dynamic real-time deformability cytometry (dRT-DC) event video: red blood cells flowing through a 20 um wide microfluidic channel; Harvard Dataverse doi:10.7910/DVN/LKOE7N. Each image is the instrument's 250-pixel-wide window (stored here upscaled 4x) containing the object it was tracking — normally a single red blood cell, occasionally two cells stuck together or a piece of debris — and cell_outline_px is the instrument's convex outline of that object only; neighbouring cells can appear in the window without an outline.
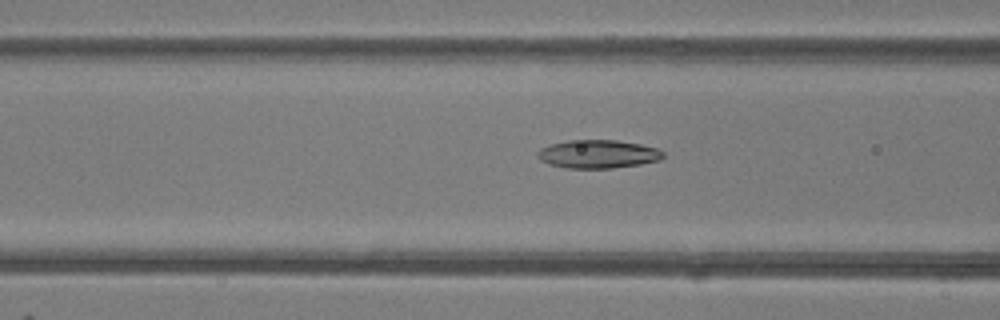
{"species": "common noctule bat (a hibernating species)", "species_latin": "Nyctalus noctula", "temperature_condition": "room temperature", "stored_images_in_passage": 47, "camera_frame_rate_fps": 3000, "um_per_image_px": 0.085, "animal": {"sex": "female"}, "frame": {"image": 1, "passage_image": 17, "time_ms": 5.333, "image_size_px": [1000, 320], "cell_outline_px": [[664, 156], [660, 160], [640, 164], [612, 168], [568, 168], [548, 164], [540, 160], [536, 156], [536, 152], [540, 148], [552, 144], [568, 140], [616, 140], [640, 144], [656, 148], [664, 152]], "centroid_in_image_um": [50.8, 13.09], "position_along_channel_um": 115.8, "area_um2": 20.75}}
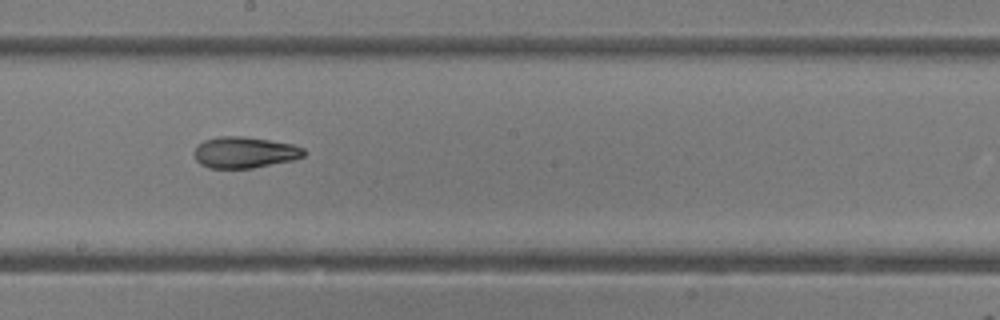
{"frame": {"image": 2, "passage_image": 25, "time_ms": 8.0, "image_size_px": [1000, 320], "cell_outline_px": [[308, 152], [304, 156], [292, 160], [252, 168], [208, 168], [200, 164], [196, 160], [196, 148], [204, 140], [220, 136], [244, 136], [292, 144], [304, 148]], "centroid_in_image_um": [20.82, 12.95], "position_along_channel_um": 227.4, "area_um2": 19.83}}
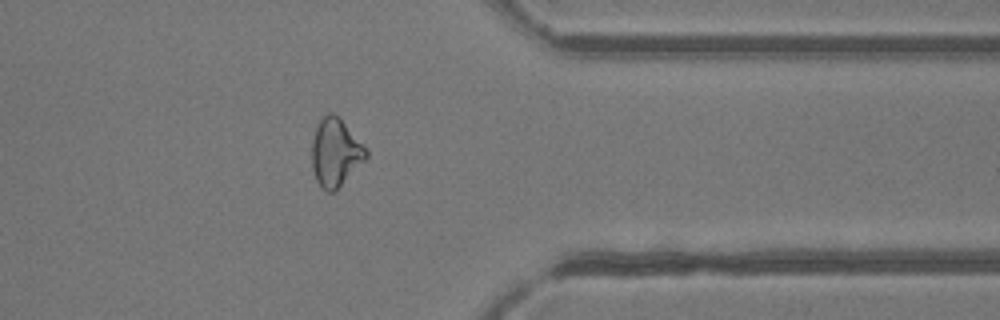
{"frame": {"image": 3, "passage_image": 37, "time_ms": 12.0, "image_size_px": [1000, 320], "cell_outline_px": [[368, 156], [336, 192], [328, 192], [320, 188], [316, 180], [312, 168], [312, 140], [316, 128], [320, 120], [328, 112], [332, 112], [364, 144], [368, 152]], "centroid_in_image_um": [28.5, 13.02], "position_along_channel_um": 382.9, "area_um2": 21.39}, "authors_computed_cell_mechanics": {"area_um2": 21.1548, "velocity_mm_per_s": 4.1746, "shape_relaxation_time_tau1_ms": 9.7387, "shape_relaxation_time_tau2_ms": 2.7177, "deformation_change_tau1": 0.234, "deformation_change_tau2": 0.0968}}